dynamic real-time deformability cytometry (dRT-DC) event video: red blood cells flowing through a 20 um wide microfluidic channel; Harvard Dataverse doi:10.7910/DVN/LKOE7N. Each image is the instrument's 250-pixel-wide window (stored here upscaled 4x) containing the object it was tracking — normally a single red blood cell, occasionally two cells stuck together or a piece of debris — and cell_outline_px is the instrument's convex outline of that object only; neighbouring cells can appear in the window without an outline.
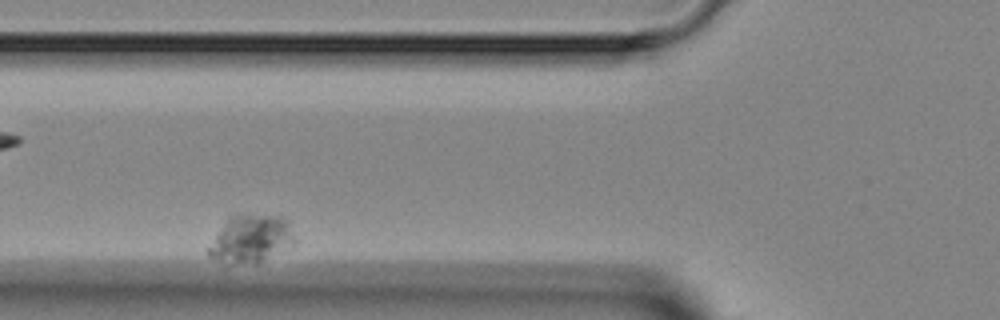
{"species": "Egyptian fruit bat (a non-hibernating species)", "species_latin": "Rousettus aegyptiacus", "temperature_condition": "room temperature", "stored_images_in_passage": 6, "camera_frame_rate_fps": 3000, "um_per_image_px": 0.085, "animal": {"sex": "female"}, "frame": {"image": 1, "passage_image": 5, "time_ms": 4.667, "image_size_px": [1000, 320], "cell_outline_px": [[300, 240], [256, 264], [220, 260], [208, 256], [208, 248], [216, 236], [228, 220], [236, 212], [280, 216], [284, 220]], "centroid_in_image_um": [21.38, 20.26], "position_along_channel_um": 104.4, "area_um2": 23.47}}
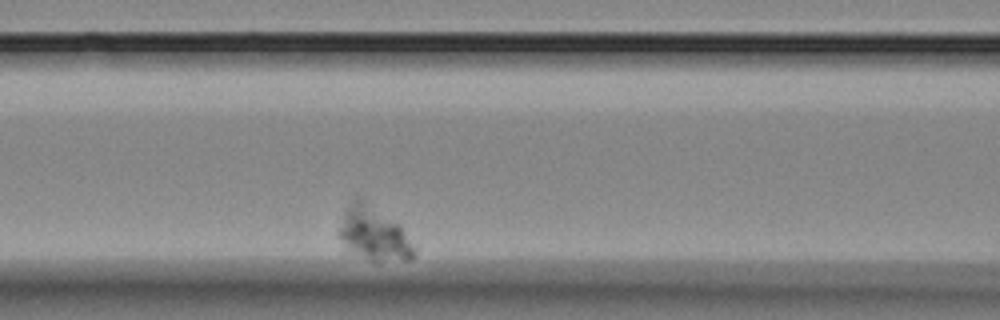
{"frame": {"image": 2, "passage_image": 6, "time_ms": 6.0, "image_size_px": [1000, 320], "cell_outline_px": [[416, 256], [412, 260], [372, 260], [348, 252], [336, 232], [344, 212], [352, 200], [356, 196], [360, 196], [400, 224], [416, 248]], "centroid_in_image_um": [31.76, 19.85], "position_along_channel_um": 134.8, "area_um2": 23.87}}